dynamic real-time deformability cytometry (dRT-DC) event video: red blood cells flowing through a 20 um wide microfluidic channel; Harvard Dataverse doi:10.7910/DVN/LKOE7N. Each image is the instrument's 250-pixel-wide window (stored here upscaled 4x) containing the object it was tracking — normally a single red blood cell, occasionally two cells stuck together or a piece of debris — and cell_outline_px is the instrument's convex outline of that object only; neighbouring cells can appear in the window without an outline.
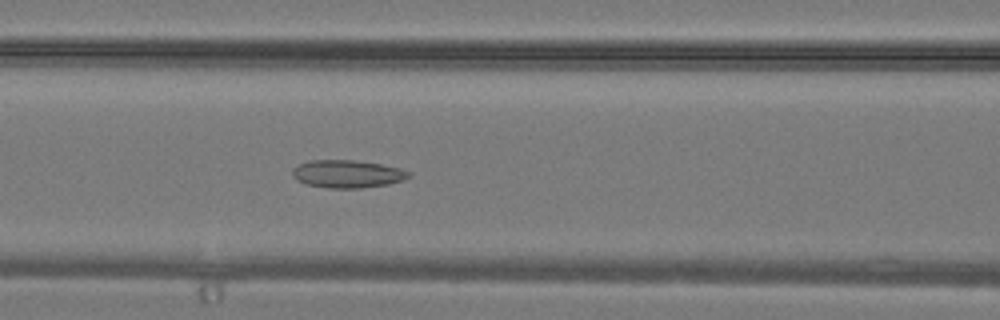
{"species": "common noctule bat (a hibernating species)", "species_latin": "Nyctalus noctula", "temperature_condition": "warm", "stored_images_in_passage": 30, "camera_frame_rate_fps": 3000, "um_per_image_px": 0.085, "animal": {"sex": "male", "body_mass_g": 19.2, "forearm_length_mm": 51.8}, "frame": {"image": 1, "passage_image": 10, "time_ms": 3.0, "image_size_px": [1000, 320], "cell_outline_px": [[412, 176], [404, 180], [388, 184], [360, 188], [328, 188], [308, 184], [296, 180], [292, 176], [292, 168], [308, 160], [356, 160], [380, 164], [400, 168], [412, 172]], "centroid_in_image_um": [29.55, 14.78], "position_along_channel_um": 137.1, "area_um2": 18.96}}
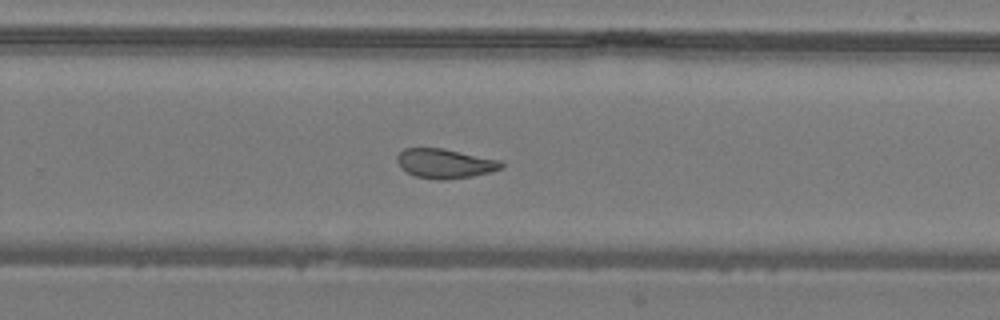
{"frame": {"image": 2, "passage_image": 18, "time_ms": 5.667, "image_size_px": [1000, 320], "cell_outline_px": [[504, 168], [472, 176], [444, 180], [436, 180], [416, 176], [400, 168], [396, 160], [396, 156], [404, 148], [444, 148], [500, 160], [504, 164]], "centroid_in_image_um": [37.81, 13.89], "position_along_channel_um": 292.0, "area_um2": 17.98}}
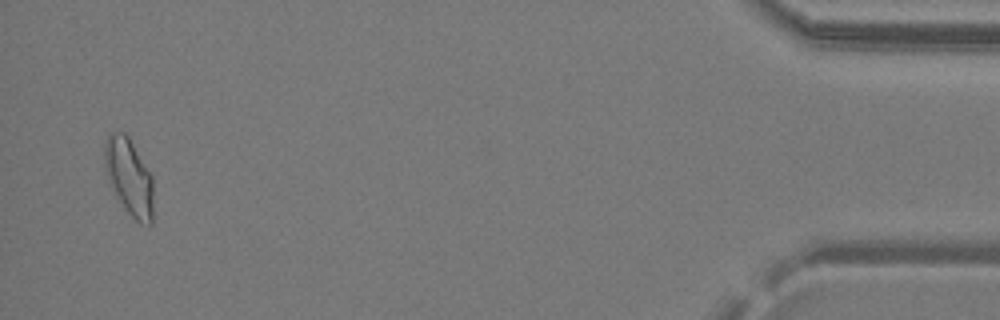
{"frame": {"image": 3, "passage_image": 29, "time_ms": 9.333, "image_size_px": [1000, 320], "cell_outline_px": [[152, 224], [148, 228], [140, 224], [124, 208], [112, 188], [108, 176], [104, 160], [104, 144], [108, 136], [112, 132], [124, 132], [128, 136], [152, 176]], "centroid_in_image_um": [10.98, 15.06], "position_along_channel_um": 424.2, "area_um2": 21.56}}